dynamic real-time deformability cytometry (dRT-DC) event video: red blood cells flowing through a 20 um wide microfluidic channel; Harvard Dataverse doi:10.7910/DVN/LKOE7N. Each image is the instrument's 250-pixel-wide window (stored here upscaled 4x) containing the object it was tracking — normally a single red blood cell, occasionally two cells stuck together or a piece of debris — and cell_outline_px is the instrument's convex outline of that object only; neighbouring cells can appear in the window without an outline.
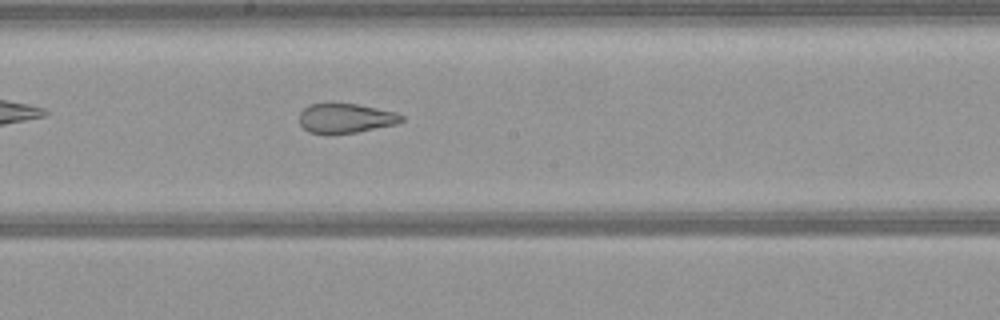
{"species": "common noctule bat (a hibernating species)", "species_latin": "Nyctalus noctula", "temperature_condition": "warm", "stored_images_in_passage": 32, "camera_frame_rate_fps": 3000, "um_per_image_px": 0.085, "animal": {"sex": "female", "body_mass_g": 21.9}, "frame": {"image": 1, "passage_image": 14, "time_ms": 4.333, "image_size_px": [1000, 320], "cell_outline_px": [[404, 120], [400, 124], [356, 132], [328, 136], [308, 132], [300, 124], [300, 112], [308, 104], [324, 100], [328, 100], [356, 104], [396, 112], [404, 116]], "centroid_in_image_um": [29.34, 10.03], "position_along_channel_um": 218.9, "area_um2": 18.73}}